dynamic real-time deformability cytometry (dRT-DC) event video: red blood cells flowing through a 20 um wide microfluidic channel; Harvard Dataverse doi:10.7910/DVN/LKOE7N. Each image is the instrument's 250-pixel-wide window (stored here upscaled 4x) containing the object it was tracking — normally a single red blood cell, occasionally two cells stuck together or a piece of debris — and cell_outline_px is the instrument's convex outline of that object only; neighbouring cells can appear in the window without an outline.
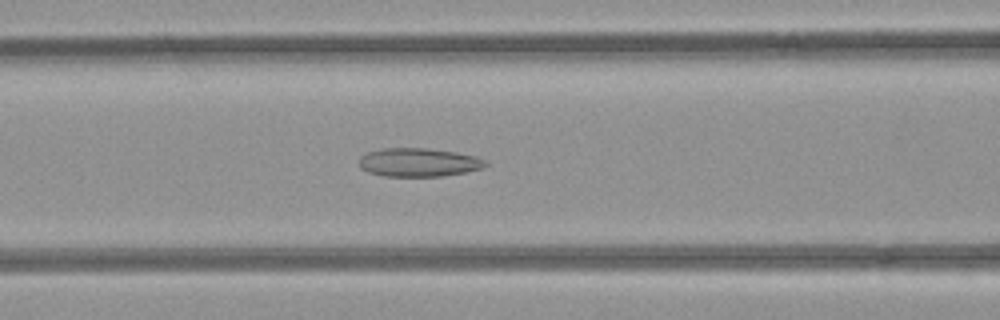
{"species": "common noctule bat (a hibernating species)", "species_latin": "Nyctalus noctula", "temperature_condition": "room temperature", "stored_images_in_passage": 53, "camera_frame_rate_fps": 3000, "um_per_image_px": 0.085, "animal": {"sex": "female", "body_mass_g": 21.9}, "frame": {"image": 1, "passage_image": 21, "time_ms": 6.667, "image_size_px": [1000, 320], "cell_outline_px": [[488, 164], [484, 168], [444, 176], [384, 176], [368, 172], [360, 168], [360, 156], [368, 152], [384, 148], [428, 148], [456, 152], [476, 156], [488, 160]], "centroid_in_image_um": [35.62, 13.8], "position_along_channel_um": 131.0, "area_um2": 21.15}}
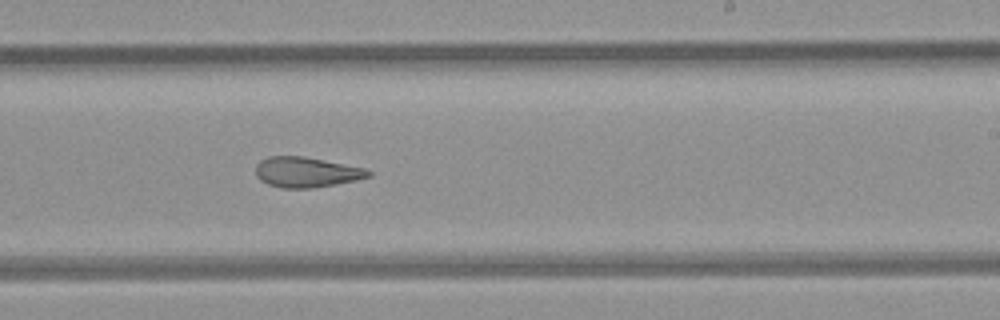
{"frame": {"image": 2, "passage_image": 31, "time_ms": 10.0, "image_size_px": [1000, 320], "cell_outline_px": [[372, 176], [356, 180], [312, 188], [280, 188], [268, 184], [260, 180], [256, 176], [256, 164], [260, 160], [268, 156], [304, 156], [368, 168], [372, 172]], "centroid_in_image_um": [26.06, 14.62], "position_along_channel_um": 262.9, "area_um2": 20.11}}
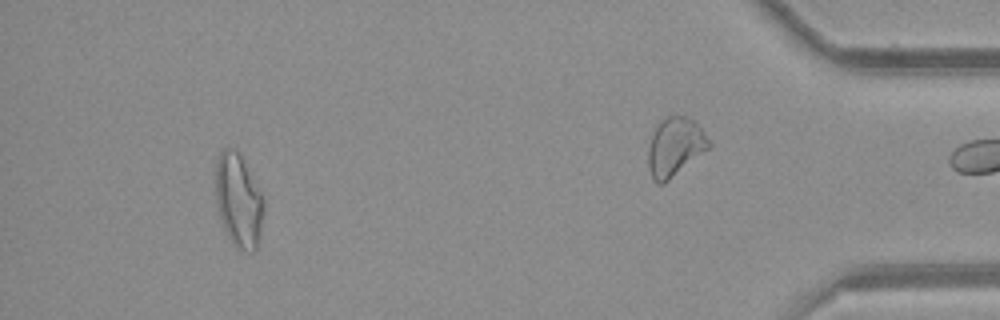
{"frame": {"image": 3, "passage_image": 48, "time_ms": 15.667, "image_size_px": [1000, 320], "cell_outline_px": [[264, 212], [256, 248], [252, 252], [244, 252], [236, 248], [232, 244], [224, 228], [216, 204], [216, 160], [220, 152], [224, 148], [232, 148], [240, 152], [264, 200]], "centroid_in_image_um": [20.27, 17.04], "position_along_channel_um": 414.9, "area_um2": 26.18}, "authors_computed_cell_mechanics": {"area_um2": 23.987, "velocity_mm_per_s": 3.9558, "shape_relaxation_time_tau1_ms": null, "shape_relaxation_time_tau2_ms": 2.8921, "deformation_change_tau1": null, "deformation_change_tau2": 0.1157}}